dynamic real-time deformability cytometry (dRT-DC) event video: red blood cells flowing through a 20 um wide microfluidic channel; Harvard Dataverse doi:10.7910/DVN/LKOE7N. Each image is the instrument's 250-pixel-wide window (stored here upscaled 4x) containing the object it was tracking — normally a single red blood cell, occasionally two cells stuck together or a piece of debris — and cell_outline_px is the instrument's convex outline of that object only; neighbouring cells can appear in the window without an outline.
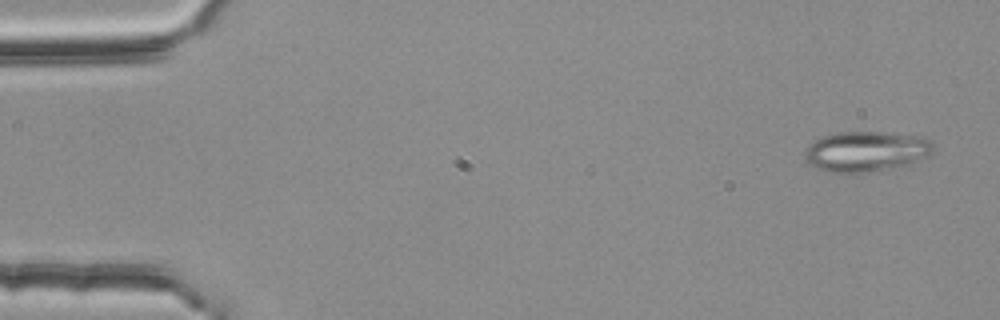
{"species": "common noctule bat (a hibernating species)", "species_latin": "Nyctalus noctula", "temperature_condition": "room temperature", "stored_images_in_passage": 16, "camera_frame_rate_fps": 3000, "um_per_image_px": 0.085, "animal": {"sex": "female", "body_mass_g": 25.1}, "frame": {"image": 1, "passage_image": 3, "time_ms": 0.667, "image_size_px": [1000, 320], "cell_outline_px": [[932, 152], [928, 156], [904, 164], [864, 172], [824, 172], [816, 168], [804, 156], [804, 152], [816, 140], [824, 136], [836, 132], [884, 132], [916, 136], [928, 140], [932, 144]], "centroid_in_image_um": [73.57, 12.85], "position_along_channel_um": 11.4, "area_um2": 29.25}}